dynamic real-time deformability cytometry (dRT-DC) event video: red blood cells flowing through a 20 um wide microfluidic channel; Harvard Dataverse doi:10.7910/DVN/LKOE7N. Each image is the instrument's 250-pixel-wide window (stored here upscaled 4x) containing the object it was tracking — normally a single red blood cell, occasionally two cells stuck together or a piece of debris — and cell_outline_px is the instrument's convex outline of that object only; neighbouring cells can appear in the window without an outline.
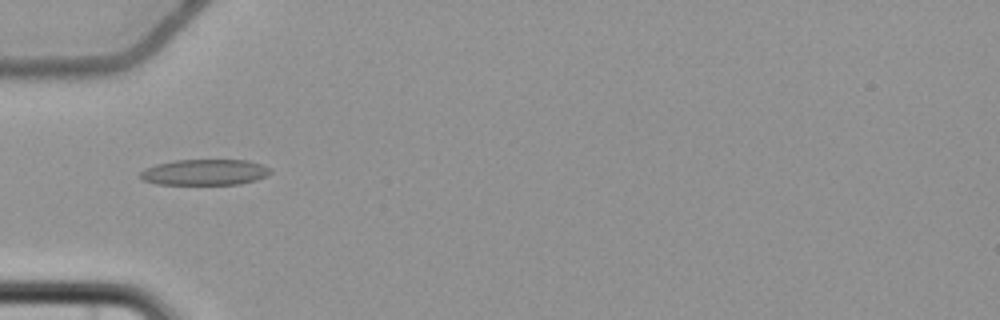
{"species": "common noctule bat (a hibernating species)", "species_latin": "Nyctalus noctula", "temperature_condition": "cold", "stored_images_in_passage": 8, "camera_frame_rate_fps": 3000, "um_per_image_px": 0.085, "animal": {"sex": "female", "body_mass_g": 22.7, "forearm_length_mm": 54.2}, "frame": {"image": 1, "passage_image": 5, "time_ms": 5.0, "image_size_px": [1000, 320], "cell_outline_px": [[272, 172], [268, 176], [256, 180], [240, 184], [156, 184], [140, 180], [140, 172], [144, 168], [156, 164], [176, 160], [248, 160], [272, 168]], "centroid_in_image_um": [17.41, 14.64], "position_along_channel_um": 67.6, "area_um2": 19.83}}
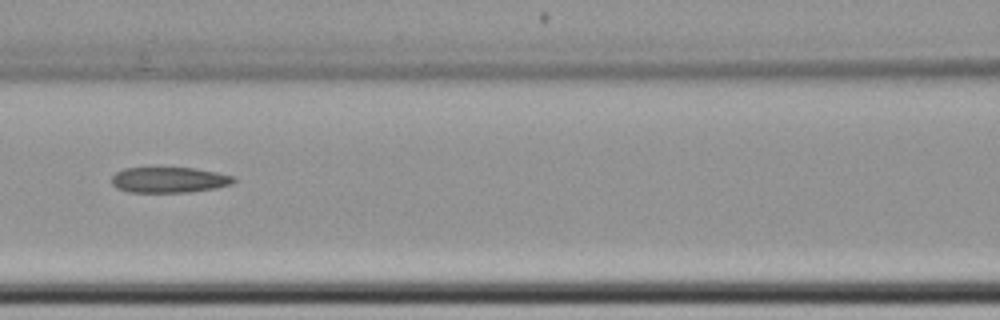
{"frame": {"image": 2, "passage_image": 7, "time_ms": 7.333, "image_size_px": [1000, 320], "cell_outline_px": [[236, 180], [232, 184], [216, 188], [188, 192], [128, 192], [116, 188], [112, 184], [112, 176], [116, 172], [124, 168], [196, 168], [216, 172], [232, 176]], "centroid_in_image_um": [14.36, 15.29], "position_along_channel_um": 152.2, "area_um2": 18.21}}
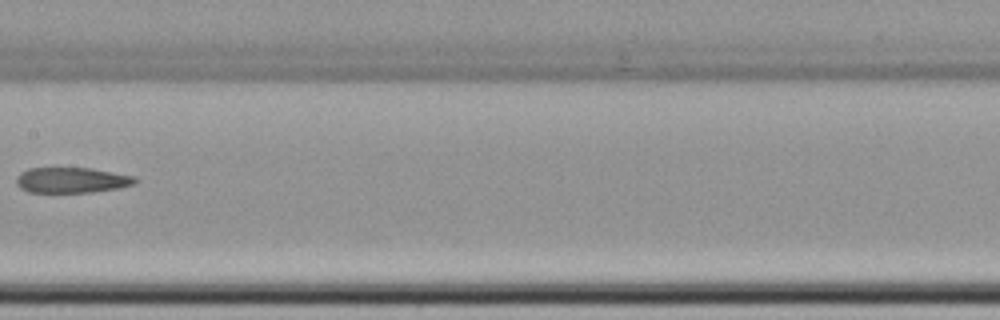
{"frame": {"image": 3, "passage_image": 8, "time_ms": 8.667, "image_size_px": [1000, 320], "cell_outline_px": [[140, 180], [136, 184], [120, 188], [92, 192], [28, 192], [20, 188], [16, 184], [16, 176], [20, 172], [28, 168], [92, 168], [136, 176]], "centroid_in_image_um": [6.13, 15.31], "position_along_channel_um": 201.3, "area_um2": 17.98}}